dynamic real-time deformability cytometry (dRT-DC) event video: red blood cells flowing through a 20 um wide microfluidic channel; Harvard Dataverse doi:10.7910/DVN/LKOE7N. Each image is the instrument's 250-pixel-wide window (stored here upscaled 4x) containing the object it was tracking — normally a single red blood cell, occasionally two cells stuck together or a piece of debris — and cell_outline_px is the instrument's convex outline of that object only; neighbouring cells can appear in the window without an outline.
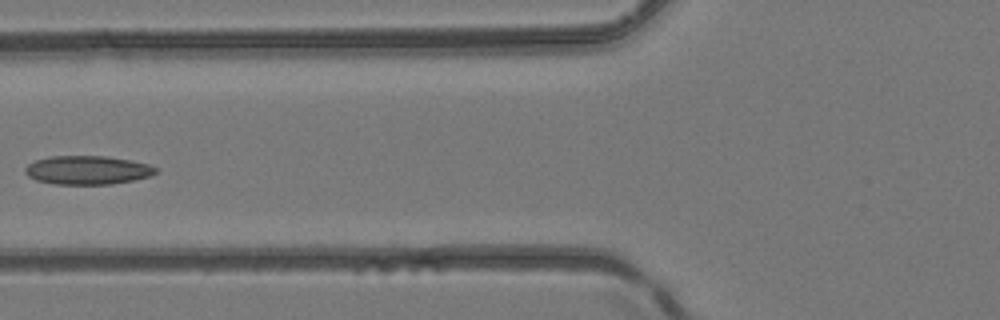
{"species": "common noctule bat (a hibernating species)", "species_latin": "Nyctalus noctula", "temperature_condition": "room temperature", "stored_images_in_passage": 5, "camera_frame_rate_fps": 3000, "um_per_image_px": 0.085, "animal": {"sex": "female", "body_mass_g": 24.6, "forearm_length_mm": 56.2}, "frame": {"image": 1, "passage_image": 5, "time_ms": 1.333, "image_size_px": [1000, 320], "cell_outline_px": [[160, 168], [152, 176], [112, 184], [56, 184], [36, 180], [28, 176], [24, 172], [24, 168], [28, 164], [36, 160], [52, 156], [104, 156], [128, 160], [148, 164]], "centroid_in_image_um": [7.44, 14.46], "position_along_channel_um": 118.4, "area_um2": 21.79}}